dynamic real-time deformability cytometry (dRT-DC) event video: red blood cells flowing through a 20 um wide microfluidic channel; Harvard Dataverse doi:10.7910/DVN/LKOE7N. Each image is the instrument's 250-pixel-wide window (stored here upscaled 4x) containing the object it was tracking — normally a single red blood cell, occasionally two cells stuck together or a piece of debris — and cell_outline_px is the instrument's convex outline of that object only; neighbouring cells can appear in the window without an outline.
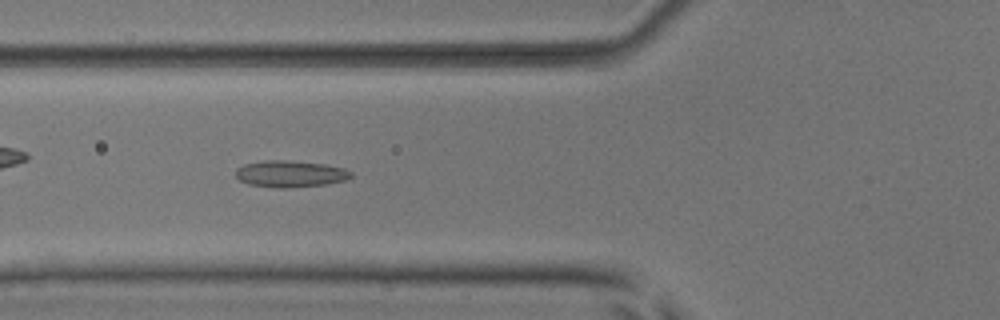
{"species": "common noctule bat (a hibernating species)", "species_latin": "Nyctalus noctula", "temperature_condition": "room temperature", "stored_images_in_passage": 8, "camera_frame_rate_fps": 3000, "um_per_image_px": 0.085, "animal": {"sex": "male", "body_mass_g": 17.9, "forearm_length_mm": 54.2}, "frame": {"image": 1, "passage_image": 5, "time_ms": 1.333, "image_size_px": [1000, 320], "cell_outline_px": [[352, 176], [344, 180], [324, 184], [288, 188], [272, 188], [248, 184], [240, 180], [236, 176], [236, 168], [244, 164], [264, 160], [284, 160], [324, 164], [344, 168], [352, 172]], "centroid_in_image_um": [24.63, 14.78], "position_along_channel_um": 101.2, "area_um2": 17.86}}
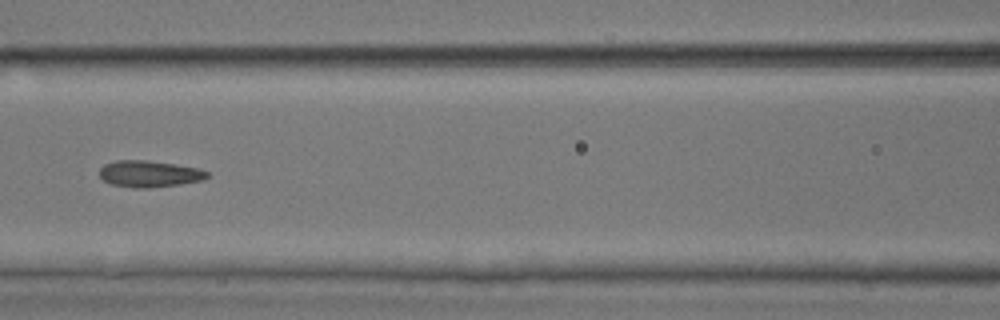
{"frame": {"image": 2, "passage_image": 6, "time_ms": 1.667, "image_size_px": [1000, 320], "cell_outline_px": [[208, 176], [200, 180], [176, 184], [148, 188], [136, 188], [112, 184], [104, 180], [100, 176], [100, 168], [104, 164], [116, 160], [148, 160], [200, 168], [208, 172]], "centroid_in_image_um": [12.66, 14.76], "position_along_channel_um": 153.9, "area_um2": 16.42}}
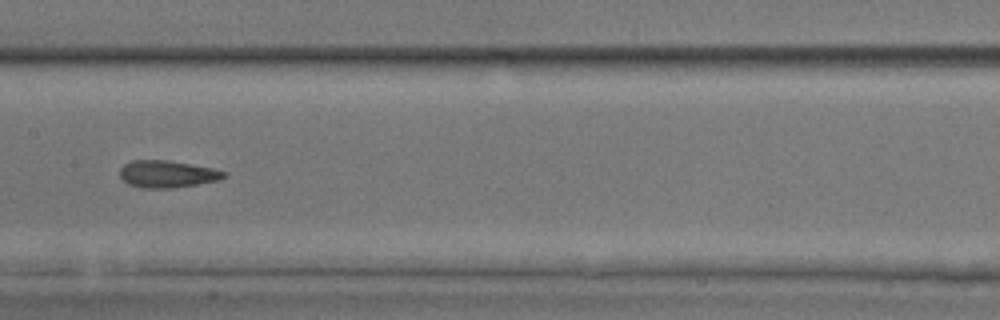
{"frame": {"image": 3, "passage_image": 7, "time_ms": 2.0, "image_size_px": [1000, 320], "cell_outline_px": [[228, 172], [220, 180], [172, 188], [144, 188], [128, 184], [120, 176], [120, 168], [124, 164], [132, 160], [168, 160], [212, 168]], "centroid_in_image_um": [14.2, 14.79], "position_along_channel_um": 193.2, "area_um2": 16.36}}